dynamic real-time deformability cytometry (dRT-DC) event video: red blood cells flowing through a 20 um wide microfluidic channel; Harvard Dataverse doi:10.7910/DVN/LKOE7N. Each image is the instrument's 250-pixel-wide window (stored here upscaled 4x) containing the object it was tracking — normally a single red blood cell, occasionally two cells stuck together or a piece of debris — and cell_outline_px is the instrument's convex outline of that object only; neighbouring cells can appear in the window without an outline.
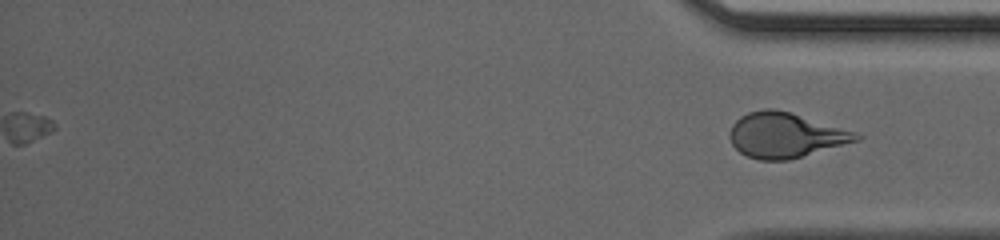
{"species": "human", "species_latin": "Homo sapiens", "temperature_condition": "cold", "stored_images_in_passage": 55, "camera_frame_rate_fps": 3000, "um_per_image_px": 0.085, "donor": {"sex": "male"}, "frame": {"image": 1, "passage_image": 55, "time_ms": 18.0, "image_size_px": [1000, 240], "cell_outline_px": [[864, 136], [860, 140], [788, 160], [760, 160], [748, 156], [740, 152], [732, 144], [728, 136], [732, 124], [740, 116], [748, 112], [764, 108], [776, 108], [792, 112]], "centroid_in_image_um": [66.7, 11.48], "position_along_channel_um": 368.5, "area_um2": 33.0}}